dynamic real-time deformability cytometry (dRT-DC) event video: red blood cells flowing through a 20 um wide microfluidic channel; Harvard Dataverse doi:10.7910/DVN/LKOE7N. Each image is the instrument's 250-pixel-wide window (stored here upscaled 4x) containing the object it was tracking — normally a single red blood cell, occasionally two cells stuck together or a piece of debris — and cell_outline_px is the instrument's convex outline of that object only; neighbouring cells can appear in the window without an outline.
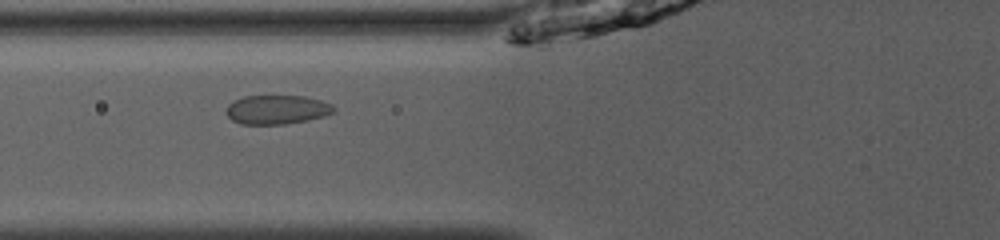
{"species": "common noctule bat (a hibernating species)", "species_latin": "Nyctalus noctula", "temperature_condition": "room temperature", "stored_images_in_passage": 30, "camera_frame_rate_fps": 3000, "um_per_image_px": 0.085, "animal": {"sex": "male", "body_mass_g": 13.0, "forearm_length_mm": 53.1}, "frame": {"image": 1, "passage_image": 6, "time_ms": 1.667, "image_size_px": [1000, 240], "cell_outline_px": [[336, 112], [324, 116], [308, 120], [284, 124], [240, 124], [232, 120], [224, 112], [228, 104], [232, 100], [244, 96], [304, 96], [320, 100], [332, 104], [336, 108]], "centroid_in_image_um": [23.53, 9.31], "position_along_channel_um": 102.3, "area_um2": 18.44}}
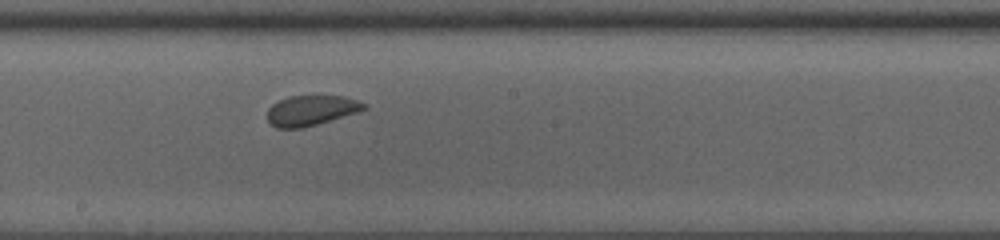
{"frame": {"image": 2, "passage_image": 15, "time_ms": 4.667, "image_size_px": [1000, 240], "cell_outline_px": [[368, 108], [356, 112], [304, 128], [276, 128], [268, 120], [268, 108], [272, 104], [288, 96], [344, 96], [368, 104]], "centroid_in_image_um": [26.44, 9.38], "position_along_channel_um": 221.8, "area_um2": 16.88}}
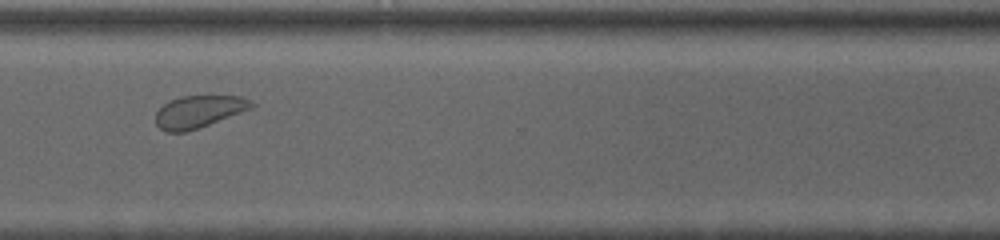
{"frame": {"image": 3, "passage_image": 25, "time_ms": 8.0, "image_size_px": [1000, 240], "cell_outline_px": [[256, 104], [252, 108], [208, 124], [184, 132], [164, 132], [156, 124], [156, 112], [164, 104], [172, 100], [184, 96], [240, 96], [252, 100]], "centroid_in_image_um": [16.9, 9.48], "position_along_channel_um": 353.7, "area_um2": 17.69}, "authors_computed_cell_mechanics": {"area_um2": 17.7735, "velocity_mm_per_s": 3.9762, "shape_relaxation_time_tau1_ms": null, "shape_relaxation_time_tau2_ms": 6.6764, "deformation_change_tau1": null, "deformation_change_tau2": 0.0728}}